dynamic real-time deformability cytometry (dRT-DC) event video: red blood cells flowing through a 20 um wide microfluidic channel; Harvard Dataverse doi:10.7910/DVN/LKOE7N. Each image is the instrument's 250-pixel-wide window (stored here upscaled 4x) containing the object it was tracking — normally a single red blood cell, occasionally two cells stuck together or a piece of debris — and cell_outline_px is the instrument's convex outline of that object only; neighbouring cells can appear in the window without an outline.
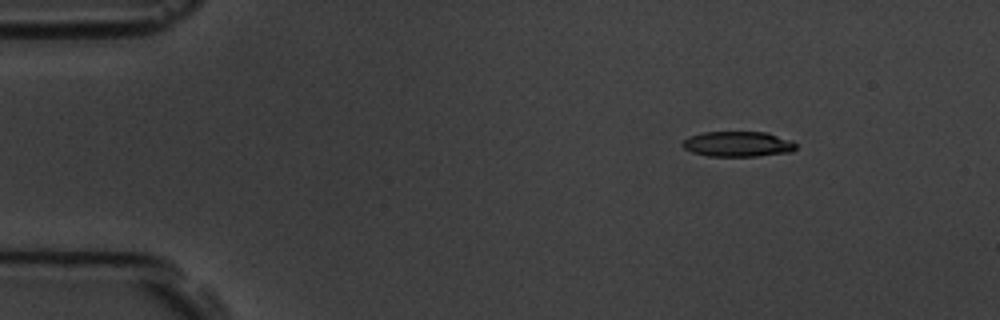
{"species": "common noctule bat (a hibernating species)", "species_latin": "Nyctalus noctula", "temperature_condition": "room temperature", "stored_images_in_passage": 9, "camera_frame_rate_fps": 3000, "um_per_image_px": 0.085, "animal": {"sex": "male", "body_mass_g": 19.5, "forearm_length_mm": 54.6}, "frame": {"image": 1, "passage_image": 3, "time_ms": 2.333, "image_size_px": [1000, 320], "cell_outline_px": [[796, 148], [792, 152], [756, 156], [708, 156], [692, 152], [684, 148], [680, 144], [688, 136], [704, 132], [768, 132], [792, 140], [796, 144]], "centroid_in_image_um": [62.72, 12.24], "position_along_channel_um": 22.3, "area_um2": 16.88}}
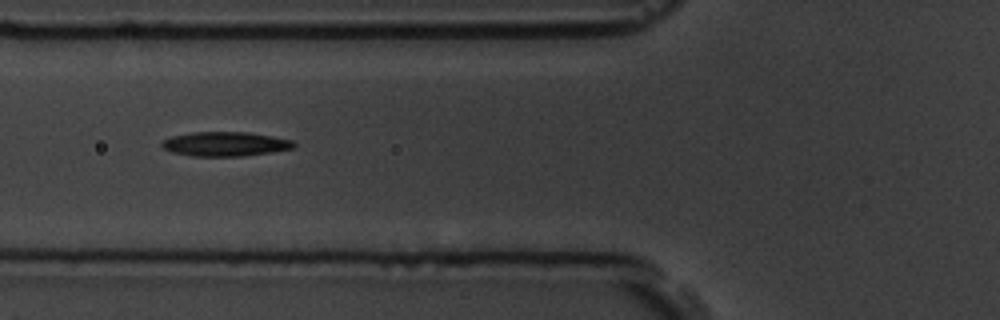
{"frame": {"image": 2, "passage_image": 7, "time_ms": 6.667, "image_size_px": [1000, 320], "cell_outline_px": [[296, 144], [292, 148], [272, 152], [244, 156], [192, 156], [172, 152], [164, 148], [160, 144], [164, 140], [172, 136], [192, 132], [248, 132], [272, 136], [292, 140]], "centroid_in_image_um": [19.14, 12.24], "position_along_channel_um": 106.7, "area_um2": 18.67}}
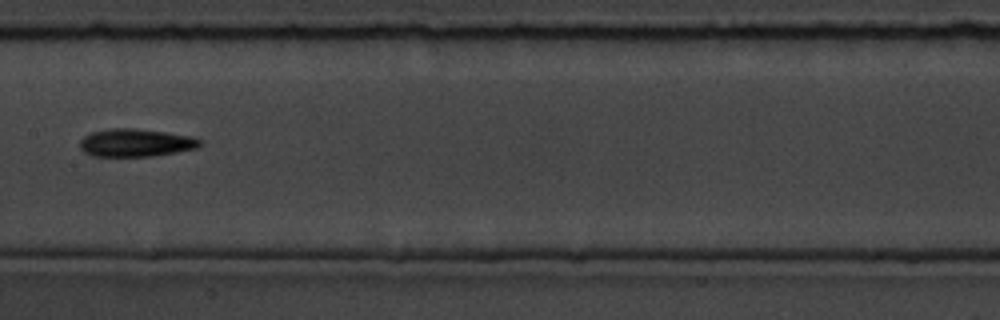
{"frame": {"image": 3, "passage_image": 9, "time_ms": 9.0, "image_size_px": [1000, 320], "cell_outline_px": [[204, 144], [196, 148], [176, 152], [152, 156], [92, 156], [84, 152], [80, 148], [80, 140], [84, 136], [92, 132], [112, 128], [132, 128], [164, 132], [192, 136], [200, 140]], "centroid_in_image_um": [11.53, 12.13], "position_along_channel_um": 195.9, "area_um2": 19.42}}